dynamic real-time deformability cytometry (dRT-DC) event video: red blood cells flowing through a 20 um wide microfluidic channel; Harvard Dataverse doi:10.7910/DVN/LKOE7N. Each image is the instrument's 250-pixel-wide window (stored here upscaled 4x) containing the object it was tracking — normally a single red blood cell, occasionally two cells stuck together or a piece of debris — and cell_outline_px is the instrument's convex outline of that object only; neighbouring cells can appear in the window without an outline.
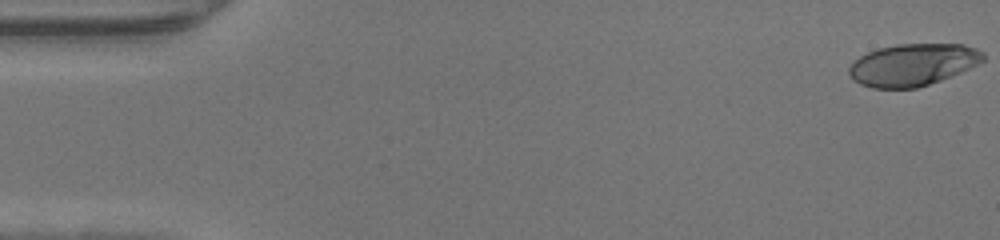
{"species": "human", "species_latin": "Homo sapiens", "temperature_condition": "warm", "stored_images_in_passage": 7, "camera_frame_rate_fps": 3000, "um_per_image_px": 0.085, "donor": {"sex": "male"}, "frame": {"image": 1, "passage_image": 1, "time_ms": 0.0, "image_size_px": [1000, 240], "cell_outline_px": [[984, 60], [960, 72], [940, 80], [916, 88], [872, 88], [860, 84], [852, 80], [848, 72], [848, 68], [860, 56], [876, 48], [896, 44], [964, 44], [976, 48], [984, 52]], "centroid_in_image_um": [77.56, 5.49], "position_along_channel_um": 7.4, "area_um2": 32.83}}